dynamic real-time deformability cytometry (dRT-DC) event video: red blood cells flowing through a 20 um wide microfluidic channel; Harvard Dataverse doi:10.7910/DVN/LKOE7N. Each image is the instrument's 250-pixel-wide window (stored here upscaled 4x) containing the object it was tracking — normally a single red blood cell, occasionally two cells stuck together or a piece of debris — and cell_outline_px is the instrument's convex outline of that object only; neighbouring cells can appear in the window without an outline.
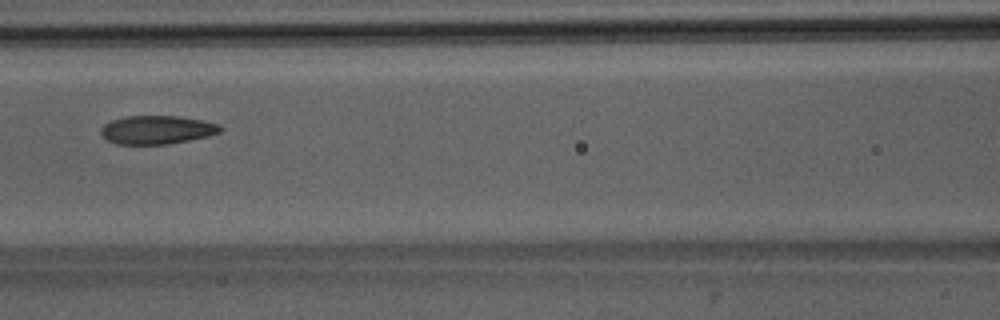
{"species": "Egyptian fruit bat (a non-hibernating species)", "species_latin": "Rousettus aegyptiacus", "temperature_condition": "room temperature", "stored_images_in_passage": 7, "camera_frame_rate_fps": 3000, "um_per_image_px": 0.085, "animal": {"sex": "male"}, "frame": {"image": 1, "passage_image": 7, "time_ms": 7.0, "image_size_px": [1000, 320], "cell_outline_px": [[224, 128], [220, 132], [208, 136], [168, 144], [116, 144], [108, 140], [100, 132], [100, 128], [104, 124], [112, 120], [128, 116], [180, 116], [220, 124]], "centroid_in_image_um": [13.35, 11.03], "position_along_channel_um": 153.2, "area_um2": 19.77}}